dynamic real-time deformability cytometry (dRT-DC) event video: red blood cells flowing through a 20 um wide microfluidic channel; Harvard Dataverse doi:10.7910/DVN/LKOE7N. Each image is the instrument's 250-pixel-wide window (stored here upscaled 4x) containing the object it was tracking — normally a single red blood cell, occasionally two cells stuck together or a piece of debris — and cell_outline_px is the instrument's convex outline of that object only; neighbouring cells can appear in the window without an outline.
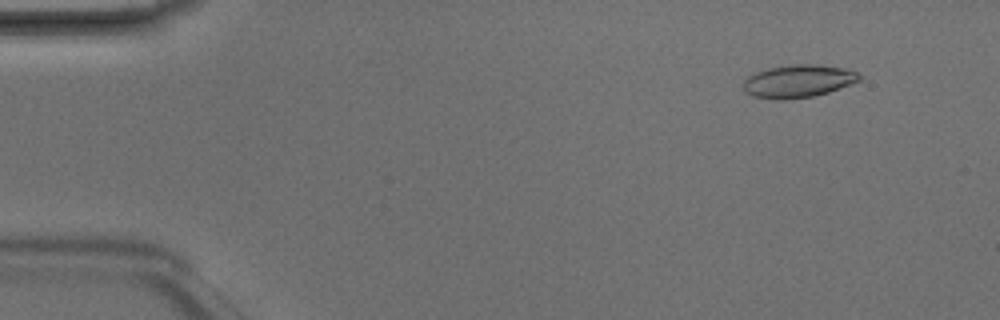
{"species": "Egyptian fruit bat (a non-hibernating species)", "species_latin": "Rousettus aegyptiacus", "temperature_condition": "room temperature", "stored_images_in_passage": 8, "camera_frame_rate_fps": 3000, "um_per_image_px": 0.085, "animal": {"sex": "male"}, "frame": {"image": 1, "passage_image": 2, "time_ms": 0.333, "image_size_px": [1000, 320], "cell_outline_px": [[860, 80], [852, 84], [828, 92], [812, 96], [784, 100], [776, 100], [752, 96], [744, 92], [744, 80], [748, 76], [756, 72], [768, 68], [792, 64], [816, 64], [844, 68], [856, 72], [860, 76]], "centroid_in_image_um": [67.82, 6.9], "position_along_channel_um": 17.2, "area_um2": 22.2}}
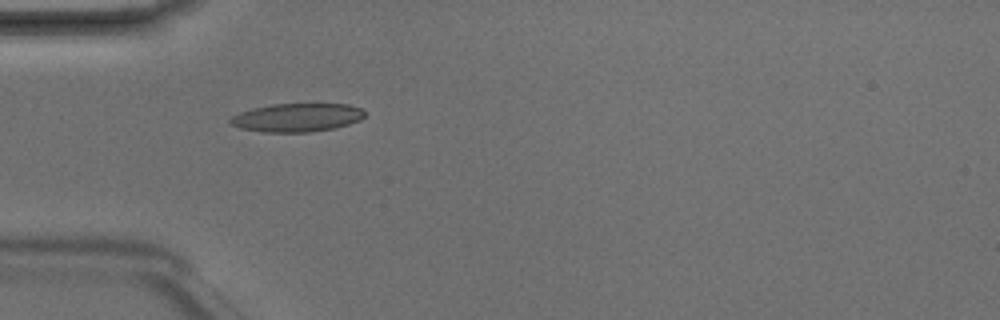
{"frame": {"image": 2, "passage_image": 5, "time_ms": 1.333, "image_size_px": [1000, 320], "cell_outline_px": [[368, 112], [360, 120], [348, 124], [332, 128], [308, 132], [264, 132], [240, 128], [228, 124], [228, 120], [232, 116], [240, 112], [252, 108], [272, 104], [348, 104], [360, 108]], "centroid_in_image_um": [25.22, 9.98], "position_along_channel_um": 59.8, "area_um2": 22.31}}
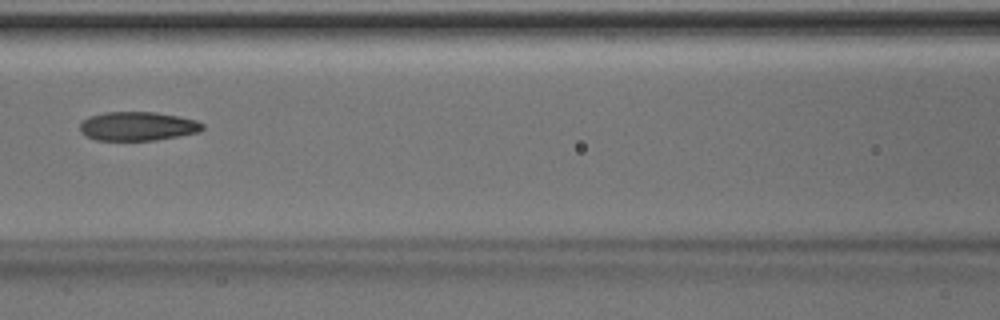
{"frame": {"image": 3, "passage_image": 7, "time_ms": 2.0, "image_size_px": [1000, 320], "cell_outline_px": [[204, 128], [200, 132], [152, 140], [96, 140], [80, 132], [80, 120], [88, 116], [104, 112], [156, 112], [180, 116], [196, 120], [204, 124]], "centroid_in_image_um": [11.68, 10.71], "position_along_channel_um": 154.9, "area_um2": 20.75}}